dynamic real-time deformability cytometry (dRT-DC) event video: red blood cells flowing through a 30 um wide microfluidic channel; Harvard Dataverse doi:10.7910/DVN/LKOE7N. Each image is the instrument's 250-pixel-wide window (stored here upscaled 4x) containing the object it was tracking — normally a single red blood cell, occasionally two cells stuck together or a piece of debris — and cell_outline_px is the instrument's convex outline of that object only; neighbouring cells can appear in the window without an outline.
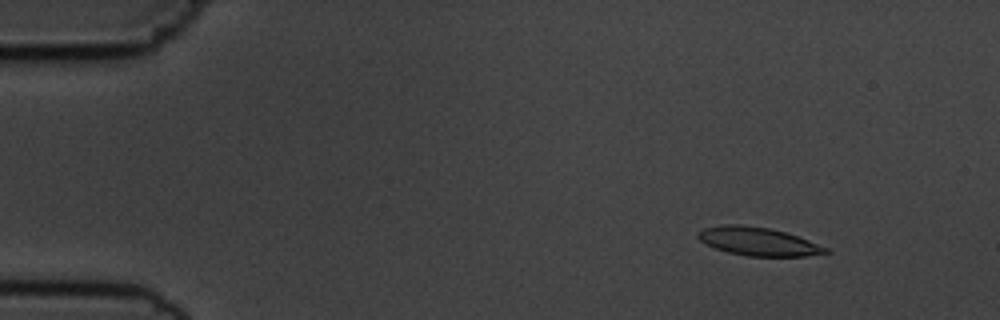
{"species": "common noctule bat (a hibernating species)", "species_latin": "Nyctalus noctula", "temperature_condition": "cold", "stored_images_in_passage": 3, "camera_frame_rate_fps": 3000, "um_per_image_px": 0.085, "animal": {"sex": "male", "body_mass_g": 19.5, "forearm_length_mm": 54.6}, "frame": {"image": 1, "passage_image": 1, "time_ms": 0.0, "image_size_px": [1000, 320], "cell_outline_px": [[832, 252], [804, 256], [748, 256], [728, 252], [716, 248], [700, 240], [696, 236], [696, 232], [704, 228], [724, 224], [740, 224], [768, 228], [784, 232], [808, 240], [828, 248]], "centroid_in_image_um": [64.43, 20.52], "position_along_channel_um": 20.6, "area_um2": 20.87}}
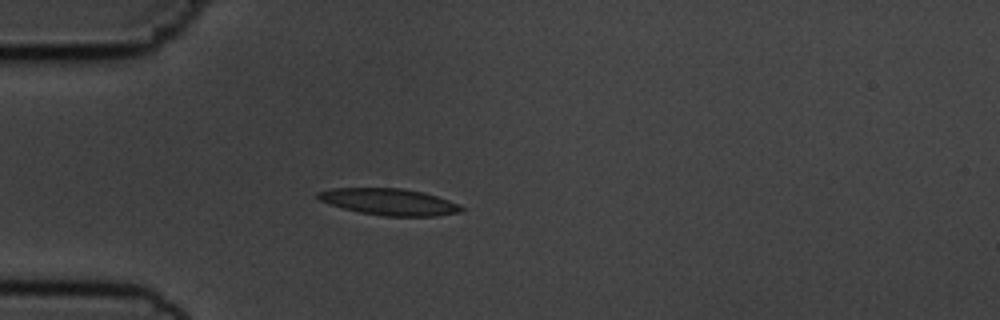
{"frame": {"image": 2, "passage_image": 3, "time_ms": 3.0, "image_size_px": [1000, 320], "cell_outline_px": [[464, 212], [436, 216], [384, 216], [360, 212], [344, 208], [320, 200], [316, 196], [316, 192], [332, 188], [404, 188], [424, 192], [460, 204], [464, 208]], "centroid_in_image_um": [33.13, 17.15], "position_along_channel_um": 51.9, "area_um2": 22.25}}